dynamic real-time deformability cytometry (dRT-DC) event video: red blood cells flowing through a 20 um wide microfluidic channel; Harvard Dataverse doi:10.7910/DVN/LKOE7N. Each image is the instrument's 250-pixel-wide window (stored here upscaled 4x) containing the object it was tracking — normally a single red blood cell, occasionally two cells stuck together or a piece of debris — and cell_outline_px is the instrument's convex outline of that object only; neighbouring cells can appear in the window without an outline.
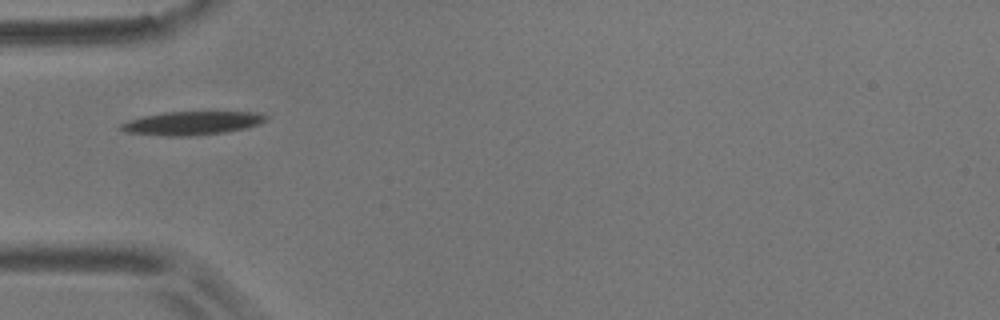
{"species": "common noctule bat (a hibernating species)", "species_latin": "Nyctalus noctula", "temperature_condition": "room temperature", "stored_images_in_passage": 6, "camera_frame_rate_fps": 3000, "um_per_image_px": 0.085, "animal": {"sex": "male", "body_mass_g": 17.9}, "frame": {"image": 1, "passage_image": 6, "time_ms": 1.667, "image_size_px": [1000, 320], "cell_outline_px": [[268, 120], [260, 124], [248, 128], [224, 132], [188, 136], [168, 136], [124, 132], [120, 128], [120, 124], [144, 116], [164, 112], [260, 112], [268, 116]], "centroid_in_image_um": [16.39, 10.46], "position_along_channel_um": 68.6, "area_um2": 19.83}}